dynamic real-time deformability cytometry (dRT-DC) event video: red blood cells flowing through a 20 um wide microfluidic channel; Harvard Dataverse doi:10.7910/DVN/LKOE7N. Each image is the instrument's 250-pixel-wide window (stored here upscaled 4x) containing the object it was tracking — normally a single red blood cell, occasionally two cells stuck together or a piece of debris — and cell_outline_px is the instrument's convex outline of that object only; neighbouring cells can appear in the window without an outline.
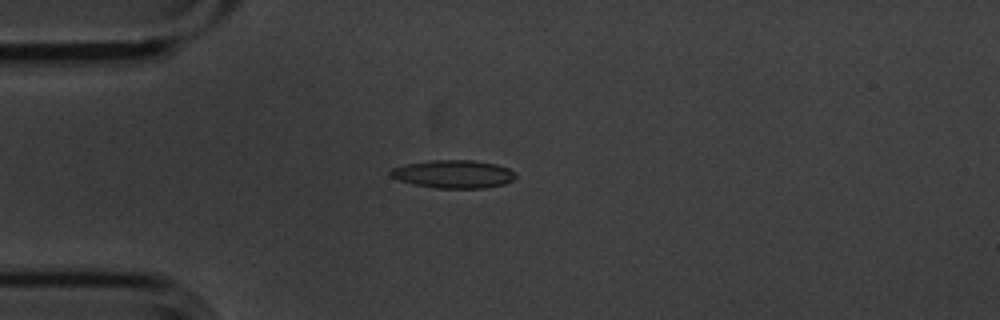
{"species": "common noctule bat (a hibernating species)", "species_latin": "Nyctalus noctula", "temperature_condition": "cold", "stored_images_in_passage": 15, "camera_frame_rate_fps": 3000, "um_per_image_px": 0.085, "animal": {"sex": "male", "body_mass_g": 20.1, "forearm_length_mm": 53.5}, "frame": {"image": 1, "passage_image": 4, "time_ms": 1.0, "image_size_px": [1000, 320], "cell_outline_px": [[516, 176], [512, 180], [504, 184], [484, 188], [436, 188], [412, 184], [400, 180], [392, 176], [388, 172], [392, 168], [408, 164], [428, 160], [472, 160], [496, 164], [508, 168]], "centroid_in_image_um": [38.53, 14.8], "position_along_channel_um": 46.5, "area_um2": 20.29}}
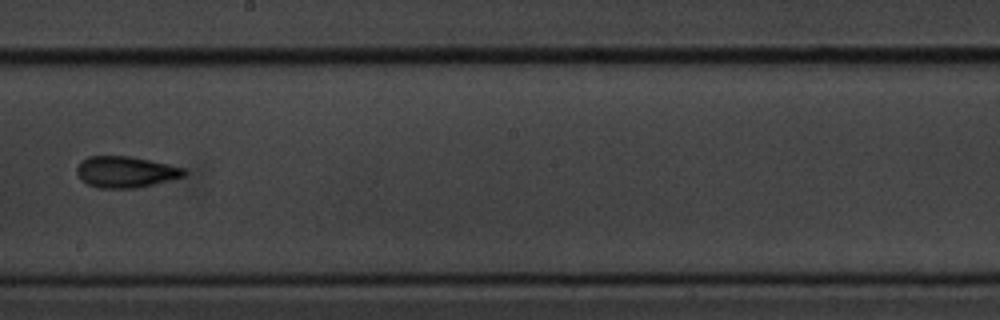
{"frame": {"image": 2, "passage_image": 9, "time_ms": 2.667, "image_size_px": [1000, 320], "cell_outline_px": [[188, 172], [184, 176], [136, 188], [96, 188], [80, 180], [76, 172], [76, 168], [88, 156], [132, 156], [168, 164], [184, 168]], "centroid_in_image_um": [10.66, 14.61], "position_along_channel_um": 237.5, "area_um2": 19.48}}
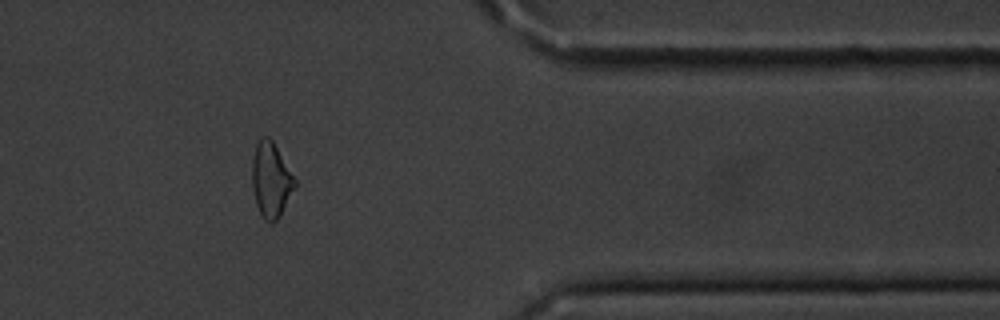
{"frame": {"image": 3, "passage_image": 13, "time_ms": 4.0, "image_size_px": [1000, 320], "cell_outline_px": [[296, 184], [280, 216], [272, 224], [264, 220], [256, 204], [252, 188], [252, 160], [256, 144], [264, 136], [268, 136], [272, 140], [296, 180]], "centroid_in_image_um": [23.02, 15.31], "position_along_channel_um": 388.4, "area_um2": 18.44}}